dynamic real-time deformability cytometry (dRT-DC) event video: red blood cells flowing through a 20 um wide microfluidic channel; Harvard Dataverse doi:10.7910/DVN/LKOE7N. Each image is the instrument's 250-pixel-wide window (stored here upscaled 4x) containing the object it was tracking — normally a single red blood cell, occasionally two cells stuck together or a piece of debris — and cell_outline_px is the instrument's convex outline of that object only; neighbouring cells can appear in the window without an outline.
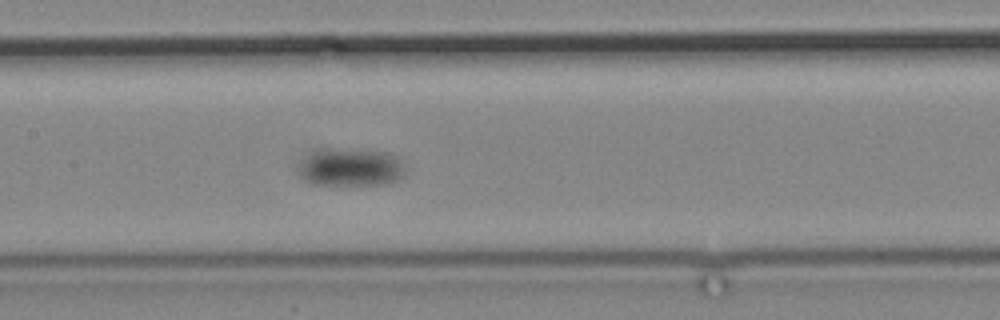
{"species": "common noctule bat (a hibernating species)", "species_latin": "Nyctalus noctula", "temperature_condition": "cold", "stored_images_in_passage": 15, "camera_frame_rate_fps": 3000, "um_per_image_px": 0.085, "animal": {"sex": "male", "body_mass_g": 19.2, "forearm_length_mm": 51.8}, "frame": {"image": 1, "passage_image": 15, "time_ms": 17.667, "image_size_px": [1000, 320], "cell_outline_px": [[404, 176], [396, 180], [384, 184], [312, 184], [300, 172], [300, 164], [312, 152], [320, 148], [332, 148], [388, 152], [396, 156], [400, 160], [404, 168]], "centroid_in_image_um": [29.85, 14.2], "position_along_channel_um": 177.5, "area_um2": 23.12}}